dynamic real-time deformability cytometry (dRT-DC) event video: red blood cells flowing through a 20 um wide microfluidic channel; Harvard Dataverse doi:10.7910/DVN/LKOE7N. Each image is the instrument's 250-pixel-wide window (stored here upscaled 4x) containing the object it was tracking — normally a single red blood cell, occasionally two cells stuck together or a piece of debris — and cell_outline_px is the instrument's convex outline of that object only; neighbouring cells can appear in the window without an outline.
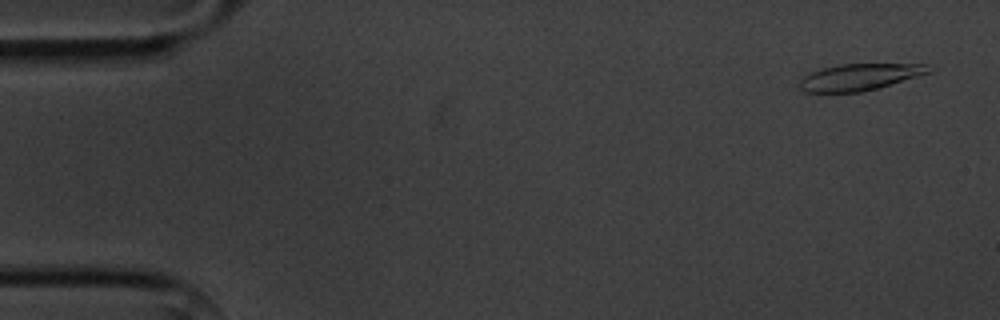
{"species": "common noctule bat (a hibernating species)", "species_latin": "Nyctalus noctula", "temperature_condition": "cold", "stored_images_in_passage": 6, "camera_frame_rate_fps": 3000, "um_per_image_px": 0.085, "animal": {"sex": "male", "body_mass_g": 20.1, "forearm_length_mm": 53.5}, "frame": {"image": 1, "passage_image": 1, "time_ms": 0.0, "image_size_px": [1000, 320], "cell_outline_px": [[936, 68], [932, 72], [880, 88], [860, 92], [804, 92], [800, 88], [800, 80], [804, 76], [820, 68], [840, 64], [924, 64]], "centroid_in_image_um": [73.12, 6.54], "position_along_channel_um": 11.9, "area_um2": 20.23}}
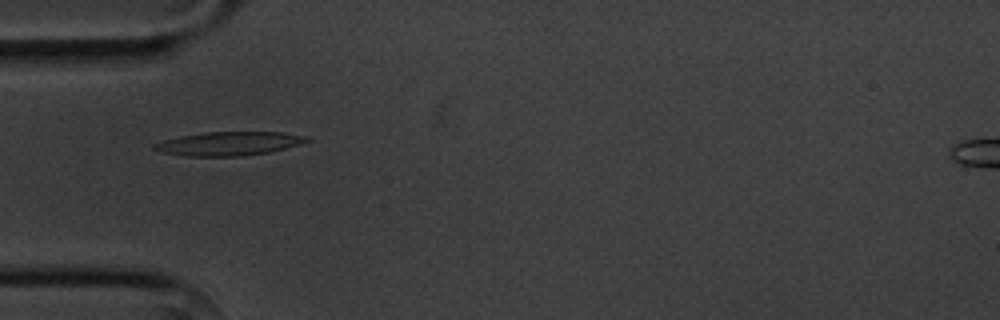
{"frame": {"image": 2, "passage_image": 5, "time_ms": 4.667, "image_size_px": [1000, 320], "cell_outline_px": [[312, 140], [300, 144], [268, 152], [240, 156], [188, 156], [160, 152], [152, 148], [152, 144], [164, 140], [180, 136], [204, 132], [280, 132], [308, 136]], "centroid_in_image_um": [19.44, 12.2], "position_along_channel_um": 65.6, "area_um2": 21.04}}
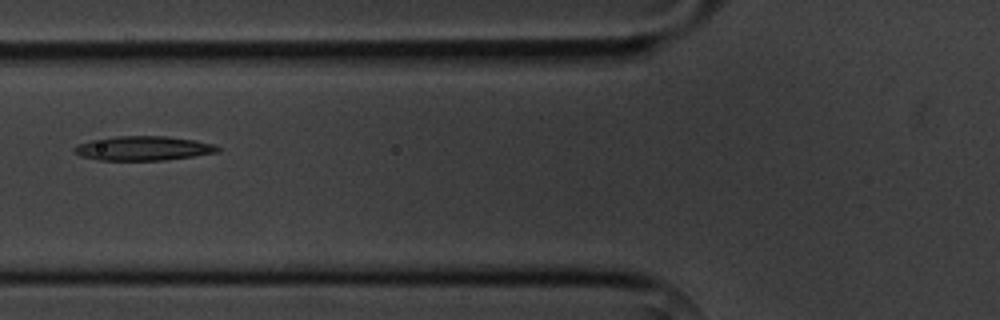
{"frame": {"image": 3, "passage_image": 6, "time_ms": 6.0, "image_size_px": [1000, 320], "cell_outline_px": [[220, 152], [164, 160], [100, 160], [80, 156], [72, 152], [72, 148], [76, 144], [92, 140], [116, 136], [164, 136], [196, 140], [216, 144], [220, 148]], "centroid_in_image_um": [12.16, 12.6], "position_along_channel_um": 113.6, "area_um2": 20.46}}